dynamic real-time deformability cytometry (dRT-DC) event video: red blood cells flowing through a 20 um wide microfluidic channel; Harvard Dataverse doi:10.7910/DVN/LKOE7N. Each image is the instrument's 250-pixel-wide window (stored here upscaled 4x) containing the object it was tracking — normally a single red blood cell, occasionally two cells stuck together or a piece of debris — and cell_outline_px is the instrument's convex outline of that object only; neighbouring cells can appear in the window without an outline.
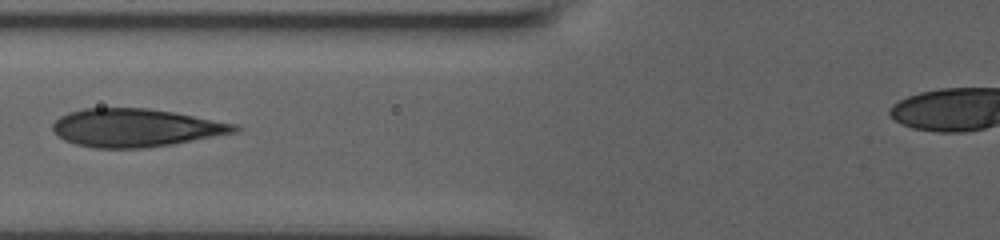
{"species": "human", "species_latin": "Homo sapiens", "temperature_condition": "room temperature", "stored_images_in_passage": 18, "camera_frame_rate_fps": 3000, "um_per_image_px": 0.085, "donor": {"sex": "male"}, "frame": {"image": 1, "passage_image": 8, "time_ms": 7.0, "image_size_px": [1000, 240], "cell_outline_px": [[240, 128], [236, 132], [172, 144], [140, 148], [96, 148], [76, 144], [64, 140], [52, 128], [52, 124], [60, 116], [68, 112], [84, 108], [148, 108], [172, 112], [240, 124]], "centroid_in_image_um": [11.54, 10.85], "position_along_channel_um": 114.3, "area_um2": 40.17}}
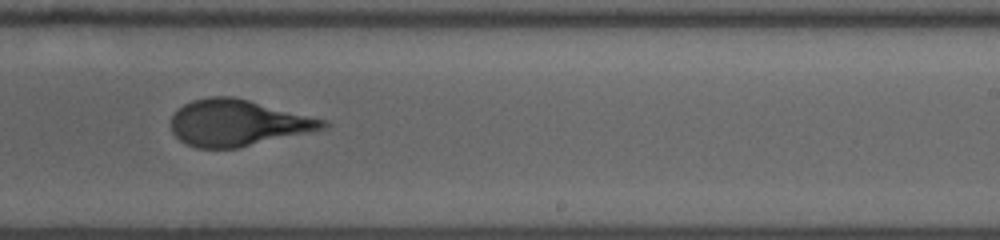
{"frame": {"image": 2, "passage_image": 12, "time_ms": 11.0, "image_size_px": [1000, 240], "cell_outline_px": [[328, 128], [312, 132], [236, 148], [196, 148], [180, 140], [172, 132], [172, 116], [184, 104], [192, 100], [212, 96], [232, 96], [328, 120]], "centroid_in_image_um": [20.24, 10.45], "position_along_channel_um": 268.8, "area_um2": 40.81}}
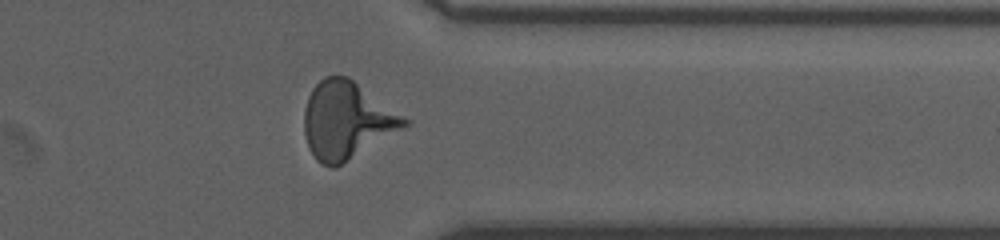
{"frame": {"image": 3, "passage_image": 15, "time_ms": 14.0, "image_size_px": [1000, 240], "cell_outline_px": [[412, 120], [408, 124], [336, 168], [332, 168], [320, 164], [316, 160], [308, 148], [304, 132], [304, 108], [308, 96], [312, 88], [324, 76], [348, 76]], "centroid_in_image_um": [29.45, 10.22], "position_along_channel_um": 382.0, "area_um2": 45.14}, "authors_computed_cell_mechanics": {"area_um2": 40.6334, "velocity_mm_per_s": 3.8594, "shape_relaxation_time_tau1_ms": 5.0796, "shape_relaxation_time_tau2_ms": null, "deformation_change_tau1": 0.1686, "deformation_change_tau2": null}}